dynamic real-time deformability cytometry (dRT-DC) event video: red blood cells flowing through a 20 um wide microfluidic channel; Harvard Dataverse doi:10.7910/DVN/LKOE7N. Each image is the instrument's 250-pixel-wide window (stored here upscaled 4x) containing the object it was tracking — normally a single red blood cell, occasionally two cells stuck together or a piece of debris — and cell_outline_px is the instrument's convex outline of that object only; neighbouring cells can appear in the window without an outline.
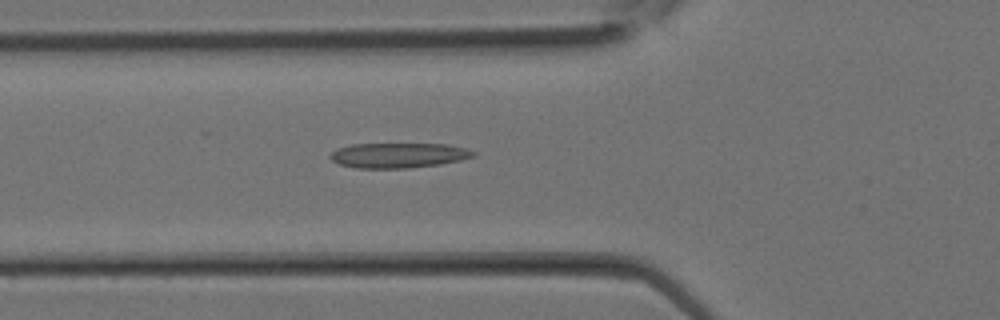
{"species": "Egyptian fruit bat (a non-hibernating species)", "species_latin": "Rousettus aegyptiacus", "temperature_condition": "room temperature", "stored_images_in_passage": 12, "camera_frame_rate_fps": 3000, "um_per_image_px": 0.085, "animal": {"sex": "female"}, "frame": {"image": 1, "passage_image": 10, "time_ms": 3.0, "image_size_px": [1000, 320], "cell_outline_px": [[476, 156], [460, 160], [440, 164], [412, 168], [356, 168], [340, 164], [332, 160], [328, 156], [336, 148], [352, 144], [444, 144], [464, 148], [476, 152]], "centroid_in_image_um": [33.85, 13.2], "position_along_channel_um": 92.0, "area_um2": 20.87}}
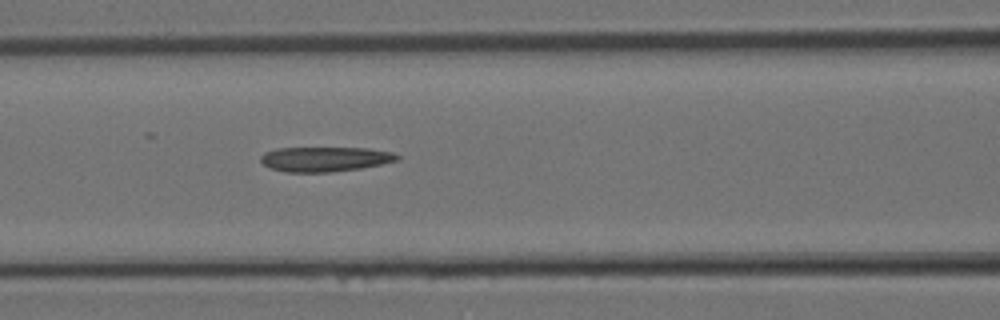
{"frame": {"image": 2, "passage_image": 12, "time_ms": 3.667, "image_size_px": [1000, 320], "cell_outline_px": [[400, 160], [360, 168], [332, 172], [284, 172], [268, 168], [260, 160], [260, 156], [264, 152], [276, 148], [368, 148], [392, 152], [400, 156]], "centroid_in_image_um": [27.59, 13.52], "position_along_channel_um": 139.0, "area_um2": 19.83}}